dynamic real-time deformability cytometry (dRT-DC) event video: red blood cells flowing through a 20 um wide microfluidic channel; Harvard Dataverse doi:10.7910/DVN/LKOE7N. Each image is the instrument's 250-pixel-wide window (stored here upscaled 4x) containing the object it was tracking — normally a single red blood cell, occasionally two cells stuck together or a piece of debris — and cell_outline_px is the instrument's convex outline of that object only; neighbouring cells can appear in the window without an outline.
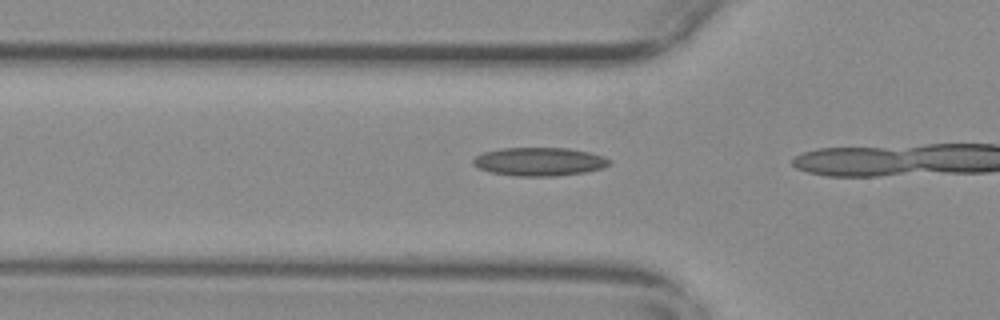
{"species": "common noctule bat (a hibernating species)", "species_latin": "Nyctalus noctula", "temperature_condition": "warm", "stored_images_in_passage": 16, "camera_frame_rate_fps": 3000, "um_per_image_px": 0.085, "animal": {"sex": "female", "body_mass_g": 29.2, "forearm_length_mm": 56.3}, "frame": {"image": 1, "passage_image": 14, "time_ms": 4.333, "image_size_px": [1000, 320], "cell_outline_px": [[612, 160], [604, 168], [584, 172], [556, 176], [512, 176], [492, 172], [480, 168], [472, 164], [472, 160], [476, 156], [484, 152], [504, 148], [568, 148], [588, 152]], "centroid_in_image_um": [45.83, 13.74], "position_along_channel_um": 80.0, "area_um2": 22.37}}